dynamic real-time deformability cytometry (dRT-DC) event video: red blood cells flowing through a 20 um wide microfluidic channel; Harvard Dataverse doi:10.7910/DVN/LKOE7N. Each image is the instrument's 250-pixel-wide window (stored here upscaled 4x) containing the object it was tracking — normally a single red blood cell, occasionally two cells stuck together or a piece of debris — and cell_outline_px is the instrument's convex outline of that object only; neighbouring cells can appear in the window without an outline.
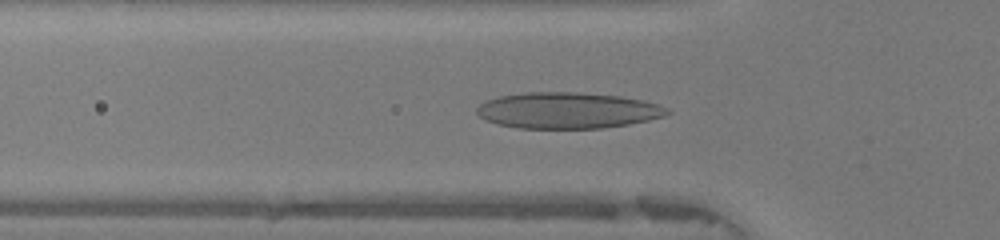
{"species": "human", "species_latin": "Homo sapiens", "temperature_condition": "warm", "stored_images_in_passage": 37, "camera_frame_rate_fps": 3000, "um_per_image_px": 0.085, "donor": {"sex": "female"}, "frame": {"image": 1, "passage_image": 10, "time_ms": 3.0, "image_size_px": [1000, 240], "cell_outline_px": [[672, 112], [664, 116], [648, 120], [628, 124], [600, 128], [516, 128], [500, 124], [488, 120], [480, 116], [476, 112], [476, 108], [480, 104], [488, 100], [500, 96], [524, 92], [576, 92], [620, 96], [640, 100], [656, 104], [668, 108]], "centroid_in_image_um": [48.25, 9.38], "position_along_channel_um": 77.6, "area_um2": 39.77}}
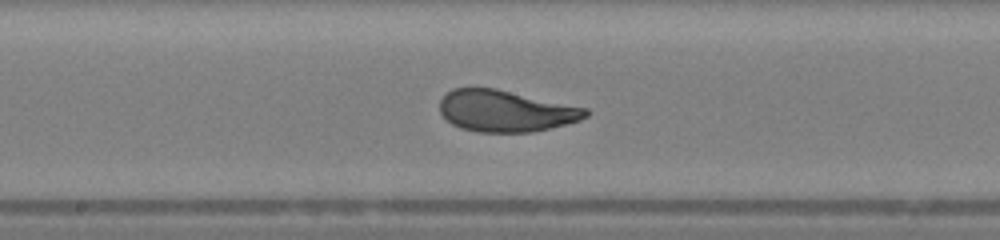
{"frame": {"image": 2, "passage_image": 19, "time_ms": 6.0, "image_size_px": [1000, 240], "cell_outline_px": [[592, 112], [588, 116], [580, 120], [532, 132], [476, 132], [460, 128], [452, 124], [440, 112], [440, 100], [452, 88], [496, 88], [588, 108]], "centroid_in_image_um": [43.0, 9.43], "position_along_channel_um": 205.2, "area_um2": 35.32}}
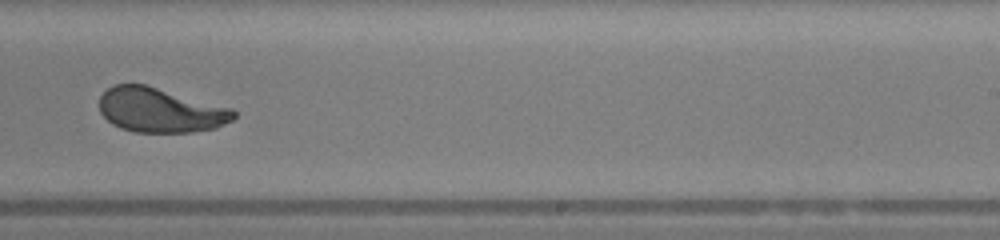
{"frame": {"image": 3, "passage_image": 24, "time_ms": 7.667, "image_size_px": [1000, 240], "cell_outline_px": [[236, 116], [232, 120], [216, 128], [192, 132], [136, 132], [120, 128], [112, 124], [100, 112], [100, 96], [112, 84], [144, 84], [232, 108], [236, 112]], "centroid_in_image_um": [13.62, 9.36], "position_along_channel_um": 275.4, "area_um2": 34.8}, "authors_computed_cell_mechanics": {"area_um2": 36.2984, "velocity_mm_per_s": 4.2273, "shape_relaxation_time_tau1_ms": 3.9385, "shape_relaxation_time_tau2_ms": 0.62, "deformation_change_tau1": 0.1983, "deformation_change_tau2": 0.0611}}